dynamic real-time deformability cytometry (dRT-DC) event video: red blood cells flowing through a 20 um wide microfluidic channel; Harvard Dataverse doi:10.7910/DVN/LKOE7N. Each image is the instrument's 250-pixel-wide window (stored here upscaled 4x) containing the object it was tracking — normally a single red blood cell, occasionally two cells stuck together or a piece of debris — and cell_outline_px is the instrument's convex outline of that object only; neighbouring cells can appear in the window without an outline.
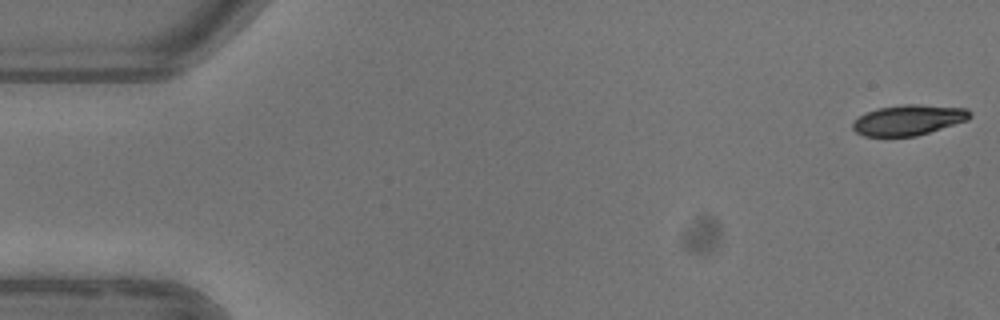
{"species": "common noctule bat (a hibernating species)", "species_latin": "Nyctalus noctula", "temperature_condition": "warm", "stored_images_in_passage": 3, "camera_frame_rate_fps": 3000, "um_per_image_px": 0.085, "animal": {"sex": "female"}, "frame": {"image": 1, "passage_image": 1, "time_ms": 0.0, "image_size_px": [1000, 320], "cell_outline_px": [[972, 116], [968, 120], [916, 136], [864, 136], [856, 132], [852, 128], [852, 124], [860, 116], [876, 108], [904, 104], [920, 104], [968, 108], [972, 112]], "centroid_in_image_um": [77.26, 10.19], "position_along_channel_um": 7.7, "area_um2": 20.81}}